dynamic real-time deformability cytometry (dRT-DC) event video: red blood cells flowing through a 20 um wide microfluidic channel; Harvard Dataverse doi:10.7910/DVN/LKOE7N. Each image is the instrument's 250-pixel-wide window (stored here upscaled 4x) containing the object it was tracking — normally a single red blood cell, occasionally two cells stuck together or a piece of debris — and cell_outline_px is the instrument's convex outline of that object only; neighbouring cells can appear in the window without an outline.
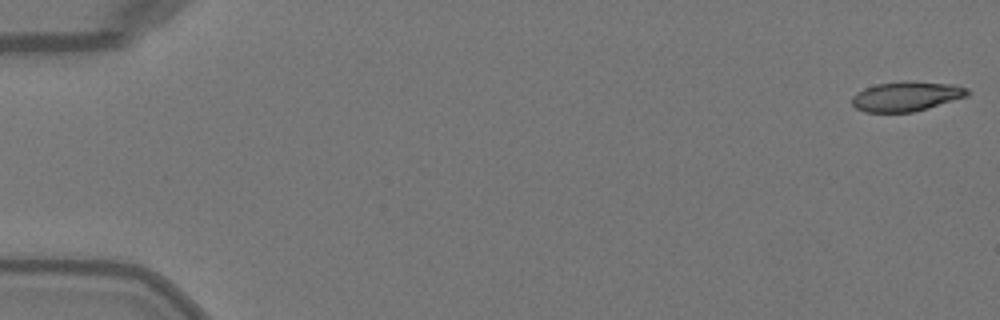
{"species": "Egyptian fruit bat (a non-hibernating species)", "species_latin": "Rousettus aegyptiacus", "temperature_condition": "warm", "stored_images_in_passage": 12, "camera_frame_rate_fps": 3000, "um_per_image_px": 0.085, "animal": {"sex": "female"}, "frame": {"image": 1, "passage_image": 1, "time_ms": 0.0, "image_size_px": [1000, 320], "cell_outline_px": [[972, 92], [968, 96], [928, 108], [912, 112], [864, 112], [856, 108], [852, 104], [852, 96], [856, 92], [864, 88], [876, 84], [904, 80], [908, 80], [952, 84], [968, 88]], "centroid_in_image_um": [77.05, 8.17], "position_along_channel_um": 7.9, "area_um2": 20.29}}